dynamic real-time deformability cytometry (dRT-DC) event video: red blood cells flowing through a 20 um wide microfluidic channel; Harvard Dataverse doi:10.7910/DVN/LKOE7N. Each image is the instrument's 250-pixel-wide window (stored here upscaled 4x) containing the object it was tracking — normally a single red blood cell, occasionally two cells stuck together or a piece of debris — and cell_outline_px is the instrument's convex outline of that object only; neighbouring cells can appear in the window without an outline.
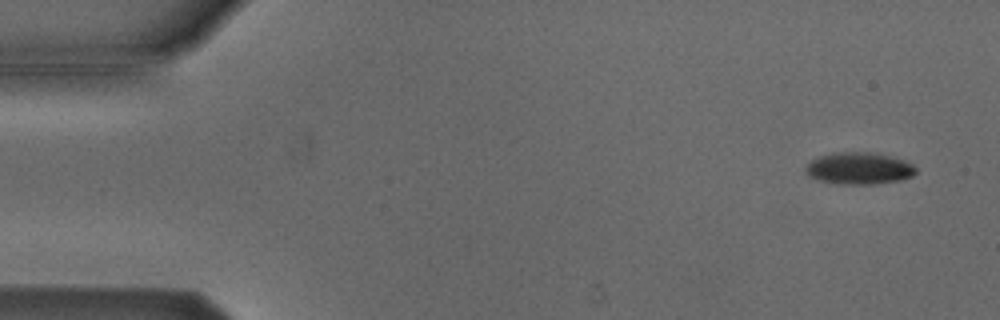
{"species": "Egyptian fruit bat (a non-hibernating species)", "species_latin": "Rousettus aegyptiacus", "temperature_condition": "cold", "stored_images_in_passage": 52, "camera_frame_rate_fps": 3000, "um_per_image_px": 0.085, "animal": {"sex": "male"}, "frame": {"image": 1, "passage_image": 1, "time_ms": 0.0, "image_size_px": [1000, 320], "cell_outline_px": [[916, 172], [912, 176], [900, 180], [876, 184], [836, 184], [820, 180], [804, 172], [804, 168], [816, 156], [832, 152], [872, 152], [904, 160], [912, 164], [916, 168]], "centroid_in_image_um": [73.0, 14.3], "position_along_channel_um": 12.0, "area_um2": 20.58}}
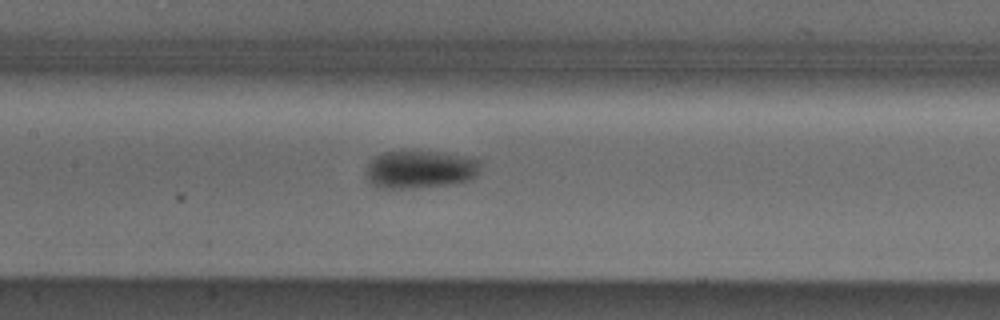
{"frame": {"image": 2, "passage_image": 23, "time_ms": 7.333, "image_size_px": [1000, 320], "cell_outline_px": [[480, 164], [476, 176], [472, 180], [452, 184], [412, 188], [380, 188], [372, 184], [364, 176], [368, 164], [372, 156], [384, 152], [436, 152], [460, 156], [480, 160]], "centroid_in_image_um": [35.66, 14.42], "position_along_channel_um": 171.7, "area_um2": 25.2}}
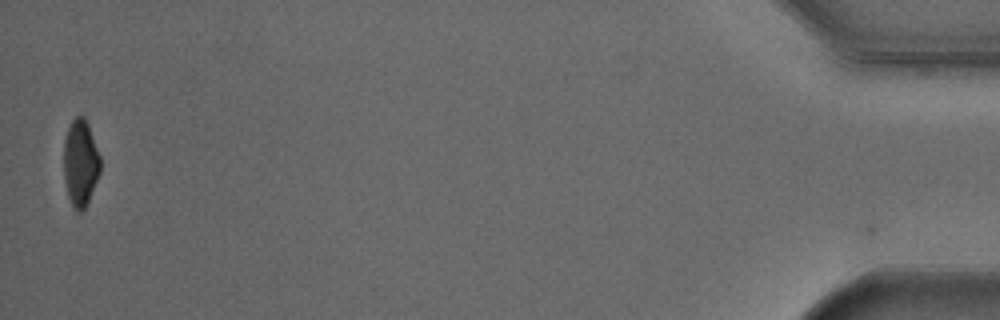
{"frame": {"image": 3, "passage_image": 51, "time_ms": 16.667, "image_size_px": [1000, 320], "cell_outline_px": [[100, 172], [88, 200], [84, 208], [80, 212], [72, 204], [68, 196], [64, 180], [64, 140], [68, 128], [72, 120], [76, 116], [84, 116], [88, 124], [100, 156]], "centroid_in_image_um": [6.83, 13.8], "position_along_channel_um": 428.4, "area_um2": 18.15}, "authors_computed_cell_mechanics": {"area_um2": 21.6461, "velocity_mm_per_s": 3.8039, "shape_relaxation_time_tau1_ms": 2.4069, "shape_relaxation_time_tau2_ms": null, "deformation_change_tau1": 0.117, "deformation_change_tau2": null}}